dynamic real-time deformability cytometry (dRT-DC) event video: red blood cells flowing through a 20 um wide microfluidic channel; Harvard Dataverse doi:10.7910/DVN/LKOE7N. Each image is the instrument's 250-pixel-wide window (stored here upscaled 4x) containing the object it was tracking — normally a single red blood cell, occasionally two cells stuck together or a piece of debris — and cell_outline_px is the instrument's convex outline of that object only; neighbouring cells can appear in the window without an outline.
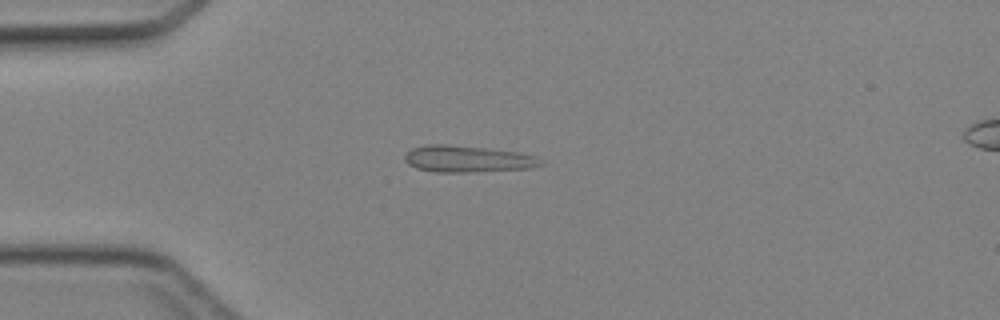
{"species": "Egyptian fruit bat (a non-hibernating species)", "species_latin": "Rousettus aegyptiacus", "temperature_condition": "cold", "stored_images_in_passage": 43, "camera_frame_rate_fps": 3000, "um_per_image_px": 0.085, "animal": {"sex": "female"}, "frame": {"image": 1, "passage_image": 11, "time_ms": 3.333, "image_size_px": [1000, 320], "cell_outline_px": [[548, 164], [532, 168], [468, 172], [436, 172], [416, 168], [408, 164], [404, 160], [404, 156], [412, 148], [428, 144], [448, 144], [488, 148], [516, 152], [536, 156], [544, 160]], "centroid_in_image_um": [39.79, 13.51], "position_along_channel_um": 45.2, "area_um2": 21.33}}
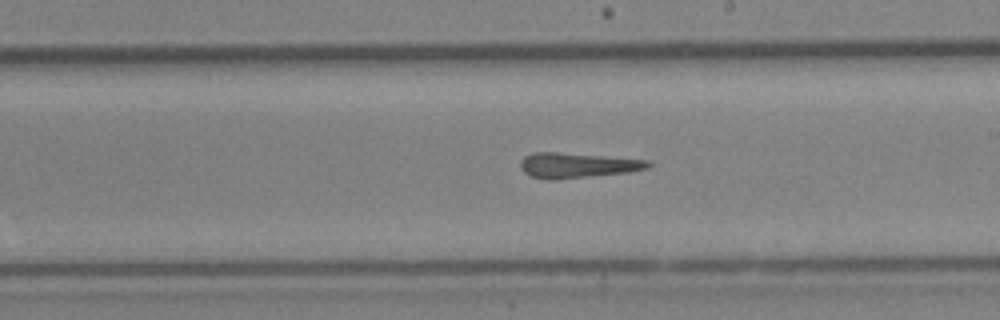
{"frame": {"image": 2, "passage_image": 25, "time_ms": 8.0, "image_size_px": [1000, 320], "cell_outline_px": [[656, 164], [648, 168], [628, 172], [556, 180], [548, 180], [532, 176], [524, 172], [520, 168], [520, 160], [524, 156], [532, 152], [556, 152], [652, 160]], "centroid_in_image_um": [49.1, 14.05], "position_along_channel_um": 239.9, "area_um2": 18.96}}
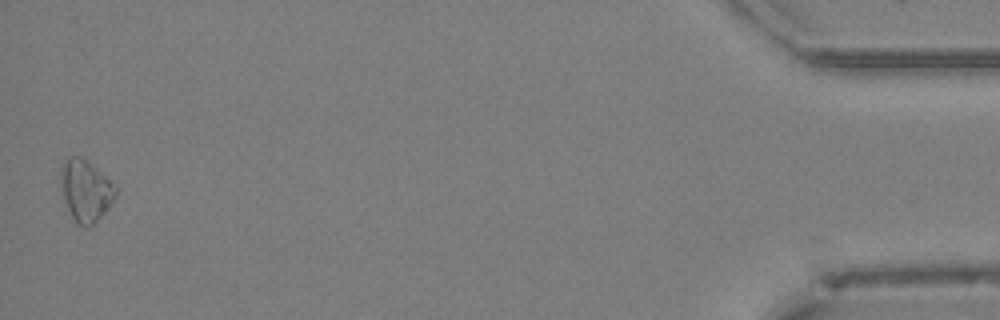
{"frame": {"image": 3, "passage_image": 43, "time_ms": 14.0, "image_size_px": [1000, 320], "cell_outline_px": [[116, 192], [108, 208], [88, 228], [84, 228], [76, 224], [64, 200], [60, 184], [60, 164], [68, 156], [80, 156], [104, 176], [116, 188]], "centroid_in_image_um": [7.21, 16.2], "position_along_channel_um": 428.0, "area_um2": 19.31}}